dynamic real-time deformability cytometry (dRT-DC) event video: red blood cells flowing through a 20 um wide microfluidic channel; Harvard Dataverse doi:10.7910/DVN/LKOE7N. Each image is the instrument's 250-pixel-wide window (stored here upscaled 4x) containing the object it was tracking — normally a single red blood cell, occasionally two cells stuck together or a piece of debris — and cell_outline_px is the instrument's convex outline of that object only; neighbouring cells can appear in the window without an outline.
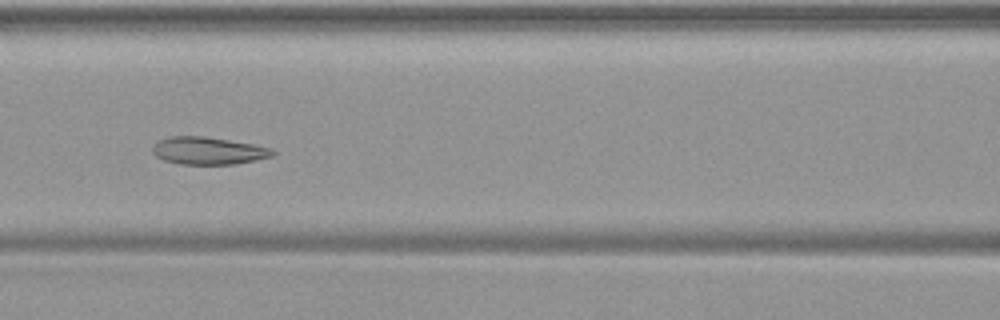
{"species": "common noctule bat (a hibernating species)", "species_latin": "Nyctalus noctula", "temperature_condition": "warm", "stored_images_in_passage": 51, "camera_frame_rate_fps": 3000, "um_per_image_px": 0.085, "animal": {"sex": "female", "body_mass_g": 19.9}, "frame": {"image": 1, "passage_image": 23, "time_ms": 7.333, "image_size_px": [1000, 320], "cell_outline_px": [[276, 152], [272, 156], [256, 160], [236, 164], [180, 164], [164, 160], [156, 156], [152, 152], [152, 144], [156, 140], [168, 136], [204, 136], [256, 144], [272, 148]], "centroid_in_image_um": [17.68, 12.8], "position_along_channel_um": 148.9, "area_um2": 19.54}}
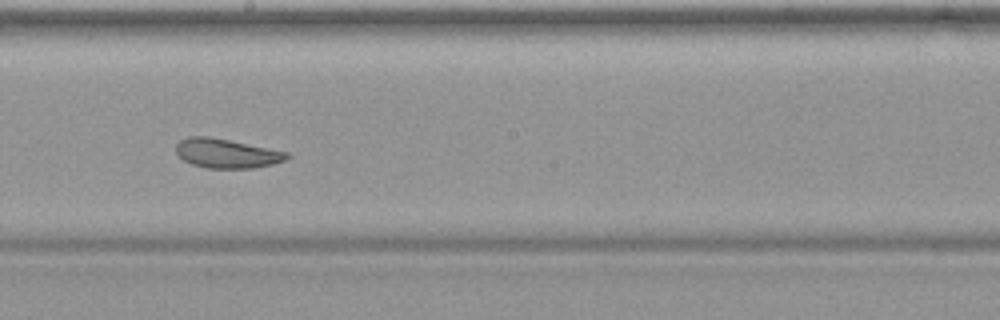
{"frame": {"image": 2, "passage_image": 29, "time_ms": 9.333, "image_size_px": [1000, 320], "cell_outline_px": [[292, 156], [284, 160], [272, 164], [256, 168], [208, 168], [192, 164], [184, 160], [176, 152], [176, 144], [180, 140], [188, 136], [208, 136], [288, 152]], "centroid_in_image_um": [19.26, 13.04], "position_along_channel_um": 228.9, "area_um2": 18.79}}
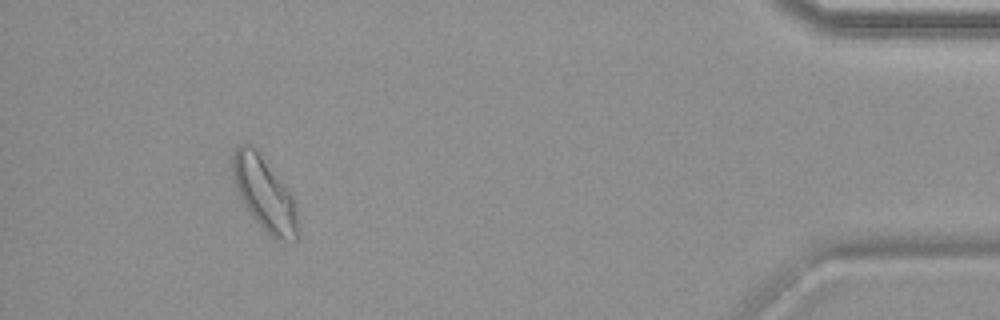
{"frame": {"image": 3, "passage_image": 47, "time_ms": 15.333, "image_size_px": [1000, 320], "cell_outline_px": [[300, 236], [296, 240], [276, 240], [268, 236], [248, 212], [232, 180], [232, 156], [236, 148], [240, 144], [252, 144], [256, 148], [288, 188], [296, 204]], "centroid_in_image_um": [22.5, 16.5], "position_along_channel_um": 412.7, "area_um2": 28.5}}